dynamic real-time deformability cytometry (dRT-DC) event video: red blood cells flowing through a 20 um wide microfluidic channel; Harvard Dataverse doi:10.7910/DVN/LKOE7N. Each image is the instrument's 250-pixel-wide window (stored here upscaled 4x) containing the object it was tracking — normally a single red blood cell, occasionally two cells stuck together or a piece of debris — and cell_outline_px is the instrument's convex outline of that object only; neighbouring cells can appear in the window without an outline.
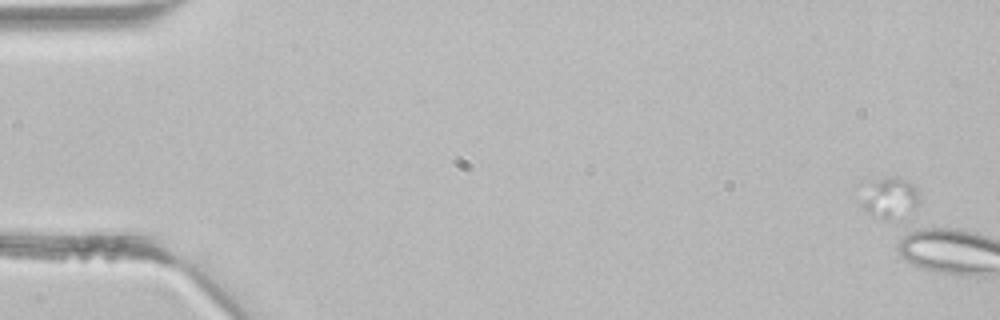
{"species": "common noctule bat (a hibernating species)", "species_latin": "Nyctalus noctula", "temperature_condition": "room temperature", "stored_images_in_passage": 6, "segment_of_instrument_passage": [1, 2], "camera_frame_rate_fps": 3000, "um_per_image_px": 0.085, "animal": {"sex": "male", "body_mass_g": 21.5, "forearm_length_mm": 52.0}, "frame": {"image": 1, "passage_image": 4, "time_ms": 1.0, "image_size_px": [1000, 320], "cell_outline_px": [[920, 200], [904, 220], [888, 220], [872, 216], [860, 204], [876, 184], [880, 180], [892, 176], [896, 176], [908, 180], [912, 184], [920, 196]], "centroid_in_image_um": [75.78, 16.92], "position_along_channel_um": 9.2, "area_um2": 13.24}}